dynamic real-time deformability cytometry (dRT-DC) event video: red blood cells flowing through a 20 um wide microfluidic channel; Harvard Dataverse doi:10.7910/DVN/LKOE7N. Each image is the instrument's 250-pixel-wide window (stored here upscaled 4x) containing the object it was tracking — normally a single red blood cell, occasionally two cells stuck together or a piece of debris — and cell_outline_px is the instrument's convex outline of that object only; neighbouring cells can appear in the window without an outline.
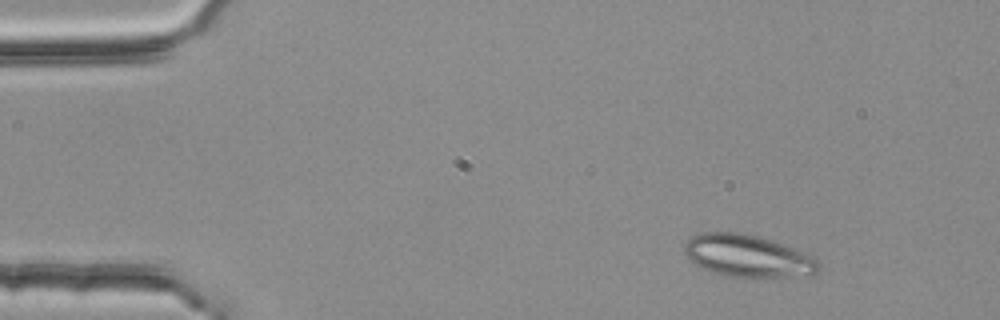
{"species": "common noctule bat (a hibernating species)", "species_latin": "Nyctalus noctula", "temperature_condition": "room temperature", "stored_images_in_passage": 3, "camera_frame_rate_fps": 3000, "um_per_image_px": 0.085, "animal": {"sex": "female", "body_mass_g": 25.1}, "frame": {"image": 1, "passage_image": 1, "time_ms": 0.0, "image_size_px": [1000, 320], "cell_outline_px": [[820, 268], [816, 272], [788, 276], [732, 276], [700, 268], [684, 252], [684, 240], [692, 236], [704, 232], [736, 232], [756, 236], [816, 256], [820, 260]], "centroid_in_image_um": [63.53, 21.73], "position_along_channel_um": 21.5, "area_um2": 32.25}}